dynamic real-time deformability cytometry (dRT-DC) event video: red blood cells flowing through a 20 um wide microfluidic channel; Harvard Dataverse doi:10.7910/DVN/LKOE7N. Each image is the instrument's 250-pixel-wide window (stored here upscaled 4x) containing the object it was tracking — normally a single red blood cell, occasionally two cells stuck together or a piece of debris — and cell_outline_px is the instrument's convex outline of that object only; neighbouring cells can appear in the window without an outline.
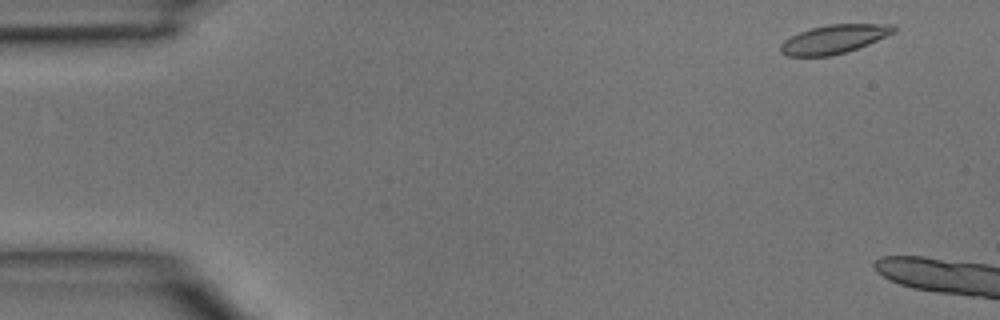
{"species": "common noctule bat (a hibernating species)", "species_latin": "Nyctalus noctula", "temperature_condition": "room temperature", "stored_images_in_passage": 2, "camera_frame_rate_fps": 3000, "um_per_image_px": 0.085, "animal": {"sex": "male", "body_mass_g": 15.6}, "frame": {"image": 1, "passage_image": 1, "time_ms": 0.0, "image_size_px": [1000, 320], "cell_outline_px": [[896, 32], [868, 44], [832, 56], [788, 56], [780, 52], [780, 44], [784, 40], [800, 32], [812, 28], [828, 24], [896, 24]], "centroid_in_image_um": [70.91, 3.32], "position_along_channel_um": 14.1, "area_um2": 18.84}}